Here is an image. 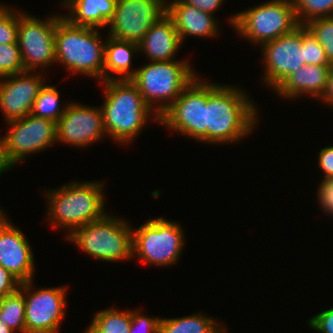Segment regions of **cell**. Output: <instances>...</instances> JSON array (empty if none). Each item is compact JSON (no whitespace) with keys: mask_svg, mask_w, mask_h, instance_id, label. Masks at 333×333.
<instances>
[{"mask_svg":"<svg viewBox=\"0 0 333 333\" xmlns=\"http://www.w3.org/2000/svg\"><path fill=\"white\" fill-rule=\"evenodd\" d=\"M248 97L236 86L207 82L208 145L231 144L250 135L258 123V110Z\"/></svg>","mask_w":333,"mask_h":333,"instance_id":"obj_1","label":"cell"},{"mask_svg":"<svg viewBox=\"0 0 333 333\" xmlns=\"http://www.w3.org/2000/svg\"><path fill=\"white\" fill-rule=\"evenodd\" d=\"M102 83L105 94L101 106L103 125L106 135L114 142L126 145L141 134L148 120L159 122V116L145 103L130 79Z\"/></svg>","mask_w":333,"mask_h":333,"instance_id":"obj_2","label":"cell"},{"mask_svg":"<svg viewBox=\"0 0 333 333\" xmlns=\"http://www.w3.org/2000/svg\"><path fill=\"white\" fill-rule=\"evenodd\" d=\"M104 185L98 181H74L46 191L47 219L53 228L68 229V236L76 228L103 218L106 215Z\"/></svg>","mask_w":333,"mask_h":333,"instance_id":"obj_3","label":"cell"},{"mask_svg":"<svg viewBox=\"0 0 333 333\" xmlns=\"http://www.w3.org/2000/svg\"><path fill=\"white\" fill-rule=\"evenodd\" d=\"M96 28L77 26L64 16L56 22V64L64 65L69 72L103 81L105 41ZM101 37V38H100Z\"/></svg>","mask_w":333,"mask_h":333,"instance_id":"obj_4","label":"cell"},{"mask_svg":"<svg viewBox=\"0 0 333 333\" xmlns=\"http://www.w3.org/2000/svg\"><path fill=\"white\" fill-rule=\"evenodd\" d=\"M188 61H150L149 64L136 68L135 75L130 80L139 90L145 103L158 116H161L198 76Z\"/></svg>","mask_w":333,"mask_h":333,"instance_id":"obj_5","label":"cell"},{"mask_svg":"<svg viewBox=\"0 0 333 333\" xmlns=\"http://www.w3.org/2000/svg\"><path fill=\"white\" fill-rule=\"evenodd\" d=\"M132 229L122 217L106 214L76 228L66 239L91 258L118 262L133 258Z\"/></svg>","mask_w":333,"mask_h":333,"instance_id":"obj_6","label":"cell"},{"mask_svg":"<svg viewBox=\"0 0 333 333\" xmlns=\"http://www.w3.org/2000/svg\"><path fill=\"white\" fill-rule=\"evenodd\" d=\"M236 33L261 46L299 26L292 0H270L231 16Z\"/></svg>","mask_w":333,"mask_h":333,"instance_id":"obj_7","label":"cell"},{"mask_svg":"<svg viewBox=\"0 0 333 333\" xmlns=\"http://www.w3.org/2000/svg\"><path fill=\"white\" fill-rule=\"evenodd\" d=\"M181 225L164 218L149 219L137 229H132L133 257L151 265L172 266L184 245Z\"/></svg>","mask_w":333,"mask_h":333,"instance_id":"obj_8","label":"cell"},{"mask_svg":"<svg viewBox=\"0 0 333 333\" xmlns=\"http://www.w3.org/2000/svg\"><path fill=\"white\" fill-rule=\"evenodd\" d=\"M196 76L180 96L159 116V124L183 136L206 142L207 81Z\"/></svg>","mask_w":333,"mask_h":333,"instance_id":"obj_9","label":"cell"},{"mask_svg":"<svg viewBox=\"0 0 333 333\" xmlns=\"http://www.w3.org/2000/svg\"><path fill=\"white\" fill-rule=\"evenodd\" d=\"M56 15V16H55ZM49 16L47 20L18 11L17 43L25 71H36L56 63L55 30L60 15Z\"/></svg>","mask_w":333,"mask_h":333,"instance_id":"obj_10","label":"cell"},{"mask_svg":"<svg viewBox=\"0 0 333 333\" xmlns=\"http://www.w3.org/2000/svg\"><path fill=\"white\" fill-rule=\"evenodd\" d=\"M32 282L21 283L19 288L25 301L26 333H59L66 314L67 287L34 290Z\"/></svg>","mask_w":333,"mask_h":333,"instance_id":"obj_11","label":"cell"},{"mask_svg":"<svg viewBox=\"0 0 333 333\" xmlns=\"http://www.w3.org/2000/svg\"><path fill=\"white\" fill-rule=\"evenodd\" d=\"M7 131L3 138L6 153L16 166L30 153L42 152L56 142V122L33 116H27L7 122Z\"/></svg>","mask_w":333,"mask_h":333,"instance_id":"obj_12","label":"cell"},{"mask_svg":"<svg viewBox=\"0 0 333 333\" xmlns=\"http://www.w3.org/2000/svg\"><path fill=\"white\" fill-rule=\"evenodd\" d=\"M165 14L166 0H117L108 35L138 44Z\"/></svg>","mask_w":333,"mask_h":333,"instance_id":"obj_13","label":"cell"},{"mask_svg":"<svg viewBox=\"0 0 333 333\" xmlns=\"http://www.w3.org/2000/svg\"><path fill=\"white\" fill-rule=\"evenodd\" d=\"M264 61L263 83L273 90L291 73L305 65L302 25L260 46Z\"/></svg>","mask_w":333,"mask_h":333,"instance_id":"obj_14","label":"cell"},{"mask_svg":"<svg viewBox=\"0 0 333 333\" xmlns=\"http://www.w3.org/2000/svg\"><path fill=\"white\" fill-rule=\"evenodd\" d=\"M56 143L84 148L106 138L101 107L69 102L56 123Z\"/></svg>","mask_w":333,"mask_h":333,"instance_id":"obj_15","label":"cell"},{"mask_svg":"<svg viewBox=\"0 0 333 333\" xmlns=\"http://www.w3.org/2000/svg\"><path fill=\"white\" fill-rule=\"evenodd\" d=\"M32 73V74H31ZM45 79L33 71L0 78V110L6 122L21 119L30 114L33 103Z\"/></svg>","mask_w":333,"mask_h":333,"instance_id":"obj_16","label":"cell"},{"mask_svg":"<svg viewBox=\"0 0 333 333\" xmlns=\"http://www.w3.org/2000/svg\"><path fill=\"white\" fill-rule=\"evenodd\" d=\"M2 210L0 207V265L21 283L31 281L36 269L31 245Z\"/></svg>","mask_w":333,"mask_h":333,"instance_id":"obj_17","label":"cell"},{"mask_svg":"<svg viewBox=\"0 0 333 333\" xmlns=\"http://www.w3.org/2000/svg\"><path fill=\"white\" fill-rule=\"evenodd\" d=\"M332 66L303 65L287 76L274 91L280 97L291 98V100L305 95L320 99L326 90Z\"/></svg>","mask_w":333,"mask_h":333,"instance_id":"obj_18","label":"cell"},{"mask_svg":"<svg viewBox=\"0 0 333 333\" xmlns=\"http://www.w3.org/2000/svg\"><path fill=\"white\" fill-rule=\"evenodd\" d=\"M166 0V14L172 19L181 42L186 36L216 37L219 27L214 15L182 3L180 0Z\"/></svg>","mask_w":333,"mask_h":333,"instance_id":"obj_19","label":"cell"},{"mask_svg":"<svg viewBox=\"0 0 333 333\" xmlns=\"http://www.w3.org/2000/svg\"><path fill=\"white\" fill-rule=\"evenodd\" d=\"M181 44L172 19L165 14L147 31L138 43V49L149 61H170L176 60L174 57Z\"/></svg>","mask_w":333,"mask_h":333,"instance_id":"obj_20","label":"cell"},{"mask_svg":"<svg viewBox=\"0 0 333 333\" xmlns=\"http://www.w3.org/2000/svg\"><path fill=\"white\" fill-rule=\"evenodd\" d=\"M136 52H139L137 43L108 35L105 39L103 81L131 79L136 72L131 68V60ZM116 74L119 78L115 77Z\"/></svg>","mask_w":333,"mask_h":333,"instance_id":"obj_21","label":"cell"},{"mask_svg":"<svg viewBox=\"0 0 333 333\" xmlns=\"http://www.w3.org/2000/svg\"><path fill=\"white\" fill-rule=\"evenodd\" d=\"M117 0H71L64 17L77 26L101 29L113 18Z\"/></svg>","mask_w":333,"mask_h":333,"instance_id":"obj_22","label":"cell"},{"mask_svg":"<svg viewBox=\"0 0 333 333\" xmlns=\"http://www.w3.org/2000/svg\"><path fill=\"white\" fill-rule=\"evenodd\" d=\"M201 312L177 318H160L158 333H226L227 328Z\"/></svg>","mask_w":333,"mask_h":333,"instance_id":"obj_23","label":"cell"},{"mask_svg":"<svg viewBox=\"0 0 333 333\" xmlns=\"http://www.w3.org/2000/svg\"><path fill=\"white\" fill-rule=\"evenodd\" d=\"M130 323L131 309L119 311L113 307L96 312L84 333H129Z\"/></svg>","mask_w":333,"mask_h":333,"instance_id":"obj_24","label":"cell"},{"mask_svg":"<svg viewBox=\"0 0 333 333\" xmlns=\"http://www.w3.org/2000/svg\"><path fill=\"white\" fill-rule=\"evenodd\" d=\"M0 321L15 332L26 333L25 301L20 289L0 298Z\"/></svg>","mask_w":333,"mask_h":333,"instance_id":"obj_25","label":"cell"},{"mask_svg":"<svg viewBox=\"0 0 333 333\" xmlns=\"http://www.w3.org/2000/svg\"><path fill=\"white\" fill-rule=\"evenodd\" d=\"M67 106L68 102L63 107L60 106V92L57 87L44 84L33 103L30 114L57 123Z\"/></svg>","mask_w":333,"mask_h":333,"instance_id":"obj_26","label":"cell"},{"mask_svg":"<svg viewBox=\"0 0 333 333\" xmlns=\"http://www.w3.org/2000/svg\"><path fill=\"white\" fill-rule=\"evenodd\" d=\"M299 25L319 17H333V0H292Z\"/></svg>","mask_w":333,"mask_h":333,"instance_id":"obj_27","label":"cell"},{"mask_svg":"<svg viewBox=\"0 0 333 333\" xmlns=\"http://www.w3.org/2000/svg\"><path fill=\"white\" fill-rule=\"evenodd\" d=\"M304 26L313 34L333 64V17H319Z\"/></svg>","mask_w":333,"mask_h":333,"instance_id":"obj_28","label":"cell"},{"mask_svg":"<svg viewBox=\"0 0 333 333\" xmlns=\"http://www.w3.org/2000/svg\"><path fill=\"white\" fill-rule=\"evenodd\" d=\"M24 71L18 43L0 44V78Z\"/></svg>","mask_w":333,"mask_h":333,"instance_id":"obj_29","label":"cell"},{"mask_svg":"<svg viewBox=\"0 0 333 333\" xmlns=\"http://www.w3.org/2000/svg\"><path fill=\"white\" fill-rule=\"evenodd\" d=\"M0 4V44L17 43L18 12Z\"/></svg>","mask_w":333,"mask_h":333,"instance_id":"obj_30","label":"cell"},{"mask_svg":"<svg viewBox=\"0 0 333 333\" xmlns=\"http://www.w3.org/2000/svg\"><path fill=\"white\" fill-rule=\"evenodd\" d=\"M302 43L304 44L305 65H333L320 43L304 25H302Z\"/></svg>","mask_w":333,"mask_h":333,"instance_id":"obj_31","label":"cell"},{"mask_svg":"<svg viewBox=\"0 0 333 333\" xmlns=\"http://www.w3.org/2000/svg\"><path fill=\"white\" fill-rule=\"evenodd\" d=\"M159 317H149L140 312V309L131 310V323L129 333H158Z\"/></svg>","mask_w":333,"mask_h":333,"instance_id":"obj_32","label":"cell"},{"mask_svg":"<svg viewBox=\"0 0 333 333\" xmlns=\"http://www.w3.org/2000/svg\"><path fill=\"white\" fill-rule=\"evenodd\" d=\"M317 190V200L320 208L333 217V179H323Z\"/></svg>","mask_w":333,"mask_h":333,"instance_id":"obj_33","label":"cell"},{"mask_svg":"<svg viewBox=\"0 0 333 333\" xmlns=\"http://www.w3.org/2000/svg\"><path fill=\"white\" fill-rule=\"evenodd\" d=\"M308 326L320 333H333V307L319 312L307 321Z\"/></svg>","mask_w":333,"mask_h":333,"instance_id":"obj_34","label":"cell"},{"mask_svg":"<svg viewBox=\"0 0 333 333\" xmlns=\"http://www.w3.org/2000/svg\"><path fill=\"white\" fill-rule=\"evenodd\" d=\"M21 282L0 265V298L14 293L20 288Z\"/></svg>","mask_w":333,"mask_h":333,"instance_id":"obj_35","label":"cell"},{"mask_svg":"<svg viewBox=\"0 0 333 333\" xmlns=\"http://www.w3.org/2000/svg\"><path fill=\"white\" fill-rule=\"evenodd\" d=\"M320 170L325 174L323 179H333V146L324 147L318 156Z\"/></svg>","mask_w":333,"mask_h":333,"instance_id":"obj_36","label":"cell"},{"mask_svg":"<svg viewBox=\"0 0 333 333\" xmlns=\"http://www.w3.org/2000/svg\"><path fill=\"white\" fill-rule=\"evenodd\" d=\"M182 3L194 6L203 12L214 15L223 4L224 0H180Z\"/></svg>","mask_w":333,"mask_h":333,"instance_id":"obj_37","label":"cell"},{"mask_svg":"<svg viewBox=\"0 0 333 333\" xmlns=\"http://www.w3.org/2000/svg\"><path fill=\"white\" fill-rule=\"evenodd\" d=\"M13 164L8 158V155L6 153V148L4 144V140L1 137L0 138V174L5 173V171H8L9 169L13 168Z\"/></svg>","mask_w":333,"mask_h":333,"instance_id":"obj_38","label":"cell"},{"mask_svg":"<svg viewBox=\"0 0 333 333\" xmlns=\"http://www.w3.org/2000/svg\"><path fill=\"white\" fill-rule=\"evenodd\" d=\"M319 101H322L324 104L327 103L329 106H332L333 108V66L331 67L329 73V79L327 82L326 90L323 96L319 99Z\"/></svg>","mask_w":333,"mask_h":333,"instance_id":"obj_39","label":"cell"},{"mask_svg":"<svg viewBox=\"0 0 333 333\" xmlns=\"http://www.w3.org/2000/svg\"><path fill=\"white\" fill-rule=\"evenodd\" d=\"M0 333H16L11 328L7 327L2 321H0Z\"/></svg>","mask_w":333,"mask_h":333,"instance_id":"obj_40","label":"cell"},{"mask_svg":"<svg viewBox=\"0 0 333 333\" xmlns=\"http://www.w3.org/2000/svg\"><path fill=\"white\" fill-rule=\"evenodd\" d=\"M70 2H71V0H62V5H64V7L67 8L69 6Z\"/></svg>","mask_w":333,"mask_h":333,"instance_id":"obj_41","label":"cell"}]
</instances>
